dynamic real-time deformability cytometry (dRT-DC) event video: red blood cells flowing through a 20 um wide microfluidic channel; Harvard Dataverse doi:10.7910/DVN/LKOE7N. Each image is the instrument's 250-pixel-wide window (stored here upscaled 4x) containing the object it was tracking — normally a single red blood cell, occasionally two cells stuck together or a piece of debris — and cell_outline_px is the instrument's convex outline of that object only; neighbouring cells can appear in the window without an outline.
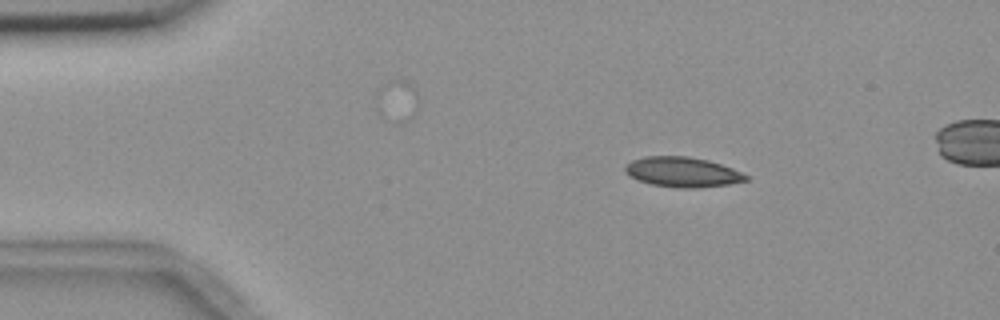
{"species": "common noctule bat (a hibernating species)", "species_latin": "Nyctalus noctula", "temperature_condition": "room temperature", "stored_images_in_passage": 4, "camera_frame_rate_fps": 3000, "um_per_image_px": 0.085, "animal": {"sex": "female", "body_mass_g": 18.4}, "frame": {"image": 1, "passage_image": 1, "time_ms": 0.0, "image_size_px": [1000, 320], "cell_outline_px": [[748, 180], [728, 184], [688, 188], [680, 188], [652, 184], [636, 180], [624, 172], [624, 164], [632, 160], [644, 156], [688, 156], [708, 160], [732, 168], [748, 176]], "centroid_in_image_um": [57.94, 14.61], "position_along_channel_um": 27.1, "area_um2": 21.04}}